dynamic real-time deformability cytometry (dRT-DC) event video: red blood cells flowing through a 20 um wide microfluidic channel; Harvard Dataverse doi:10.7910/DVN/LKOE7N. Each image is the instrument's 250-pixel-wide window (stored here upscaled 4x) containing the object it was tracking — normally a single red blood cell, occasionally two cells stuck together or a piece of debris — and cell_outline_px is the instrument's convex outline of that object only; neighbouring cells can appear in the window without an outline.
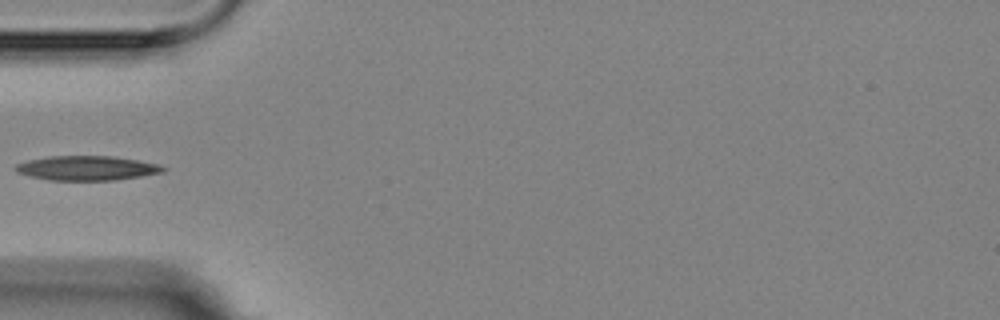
{"species": "Egyptian fruit bat (a non-hibernating species)", "species_latin": "Rousettus aegyptiacus", "temperature_condition": "room temperature", "stored_images_in_passage": 4, "camera_frame_rate_fps": 3000, "um_per_image_px": 0.085, "animal": {"sex": "female"}, "frame": {"image": 1, "passage_image": 1, "time_ms": 0.0, "image_size_px": [1000, 320], "cell_outline_px": [[168, 168], [164, 172], [116, 180], [48, 180], [16, 172], [12, 168], [16, 164], [28, 160], [48, 156], [112, 156], [160, 164]], "centroid_in_image_um": [7.38, 14.28], "position_along_channel_um": 77.6, "area_um2": 21.1}}
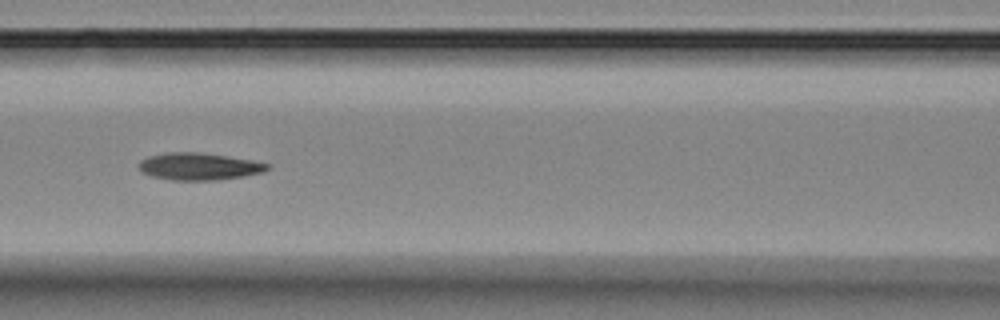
{"frame": {"image": 2, "passage_image": 3, "time_ms": 2.0, "image_size_px": [1000, 320], "cell_outline_px": [[272, 168], [264, 172], [244, 176], [216, 180], [172, 180], [152, 176], [144, 172], [136, 164], [140, 160], [148, 156], [168, 152], [200, 152], [252, 160], [268, 164]], "centroid_in_image_um": [16.92, 14.14], "position_along_channel_um": 149.7, "area_um2": 20.35}}
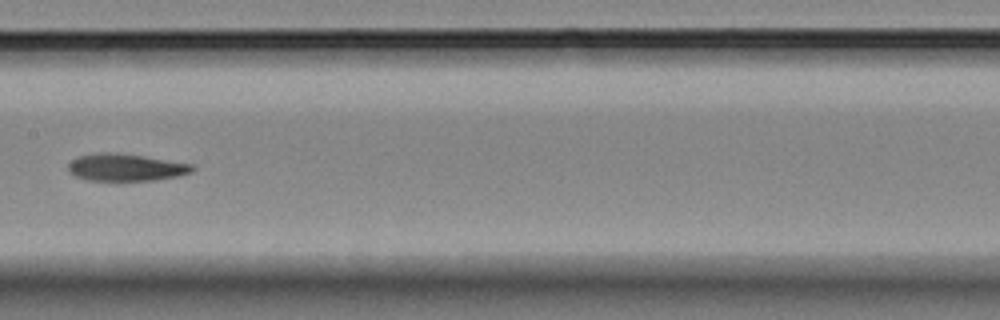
{"frame": {"image": 3, "passage_image": 4, "time_ms": 3.333, "image_size_px": [1000, 320], "cell_outline_px": [[196, 168], [192, 172], [176, 176], [152, 180], [88, 180], [76, 176], [68, 172], [68, 164], [76, 156], [96, 152], [112, 152], [140, 156], [192, 164]], "centroid_in_image_um": [10.63, 14.22], "position_along_channel_um": 196.8, "area_um2": 19.48}}